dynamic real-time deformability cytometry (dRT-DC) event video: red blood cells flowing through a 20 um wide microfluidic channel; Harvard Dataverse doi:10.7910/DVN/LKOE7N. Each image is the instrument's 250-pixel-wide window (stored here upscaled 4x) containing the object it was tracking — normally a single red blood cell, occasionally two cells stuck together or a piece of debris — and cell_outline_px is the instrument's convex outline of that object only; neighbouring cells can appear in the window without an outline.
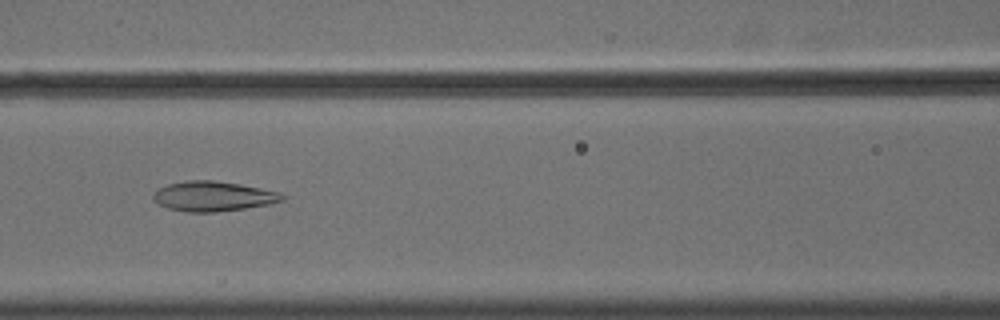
{"species": "common noctule bat (a hibernating species)", "species_latin": "Nyctalus noctula", "temperature_condition": "cold", "stored_images_in_passage": 54, "camera_frame_rate_fps": 3000, "um_per_image_px": 0.085, "animal": {"sex": "male", "body_mass_g": 18.8}, "frame": {"image": 1, "passage_image": 23, "time_ms": 7.333, "image_size_px": [1000, 320], "cell_outline_px": [[284, 200], [268, 204], [244, 208], [216, 212], [184, 212], [168, 208], [152, 200], [152, 192], [168, 184], [188, 180], [212, 180], [240, 184], [280, 192], [284, 196]], "centroid_in_image_um": [18.08, 16.68], "position_along_channel_um": 148.5, "area_um2": 22.43}}
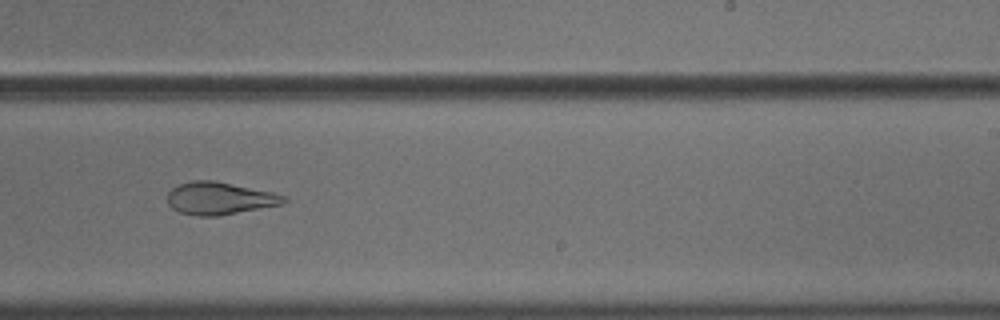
{"frame": {"image": 2, "passage_image": 33, "time_ms": 10.667, "image_size_px": [1000, 320], "cell_outline_px": [[288, 200], [280, 204], [220, 216], [196, 216], [180, 212], [172, 208], [168, 204], [168, 192], [176, 184], [192, 180], [212, 180], [272, 192], [288, 196]], "centroid_in_image_um": [18.63, 16.85], "position_along_channel_um": 270.4, "area_um2": 22.02}}
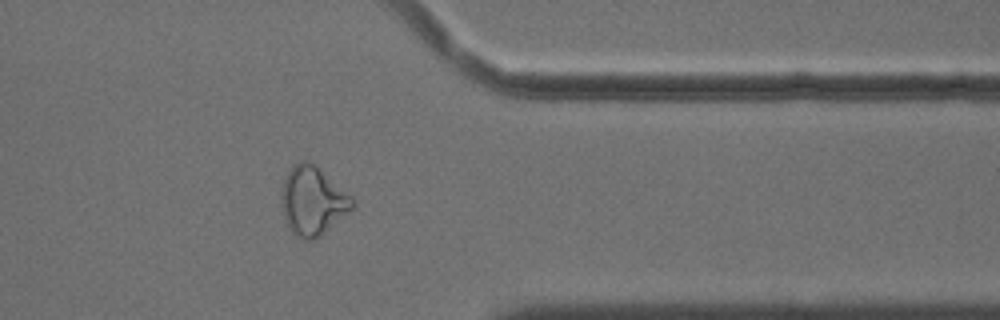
{"frame": {"image": 3, "passage_image": 43, "time_ms": 14.0, "image_size_px": [1000, 320], "cell_outline_px": [[356, 204], [352, 212], [316, 240], [304, 240], [296, 236], [292, 232], [288, 224], [280, 200], [280, 196], [284, 180], [292, 164], [300, 160], [308, 160], [352, 196], [356, 200]], "centroid_in_image_um": [26.62, 17.1], "position_along_channel_um": 384.8, "area_um2": 28.67}, "authors_computed_cell_mechanics": {"area_um2": 25.2586, "velocity_mm_per_s": 3.658, "shape_relaxation_time_tau1_ms": null, "shape_relaxation_time_tau2_ms": 2.613, "deformation_change_tau1": null, "deformation_change_tau2": 0.0887}}